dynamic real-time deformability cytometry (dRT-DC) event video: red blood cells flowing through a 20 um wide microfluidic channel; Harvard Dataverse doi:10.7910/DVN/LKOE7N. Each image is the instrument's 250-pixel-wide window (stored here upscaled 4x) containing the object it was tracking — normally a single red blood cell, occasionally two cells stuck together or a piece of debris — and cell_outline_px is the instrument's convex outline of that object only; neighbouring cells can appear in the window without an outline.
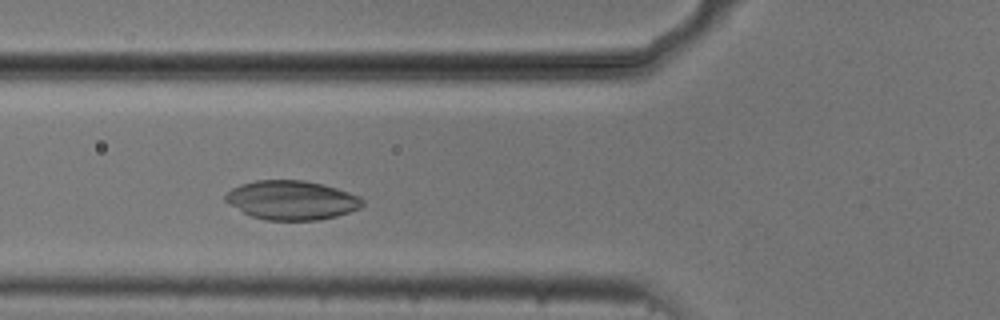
{"species": "common noctule bat (a hibernating species)", "species_latin": "Nyctalus noctula", "temperature_condition": "cold", "stored_images_in_passage": 41, "camera_frame_rate_fps": 3000, "um_per_image_px": 0.085, "animal": {"sex": "male", "body_mass_g": 20.5, "forearm_length_mm": 52.5}, "frame": {"image": 1, "passage_image": 7, "time_ms": 2.0, "image_size_px": [1000, 320], "cell_outline_px": [[364, 204], [360, 208], [336, 216], [316, 220], [264, 220], [252, 216], [244, 212], [224, 200], [224, 196], [232, 188], [240, 184], [256, 180], [304, 180], [324, 184], [360, 196], [364, 200]], "centroid_in_image_um": [24.81, 17.0], "position_along_channel_um": 101.0, "area_um2": 31.15}}
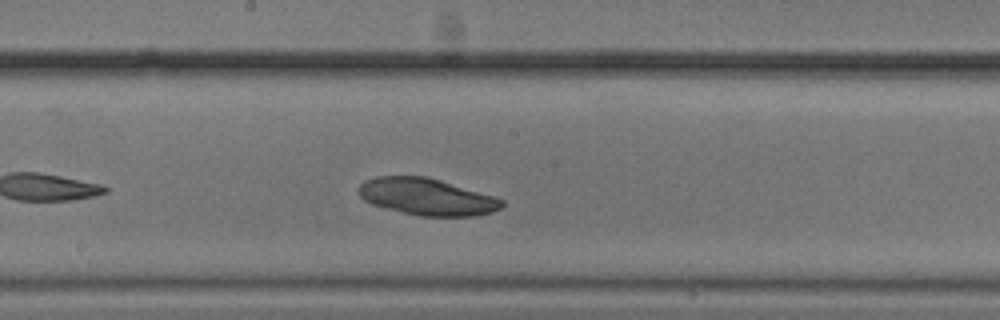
{"frame": {"image": 2, "passage_image": 16, "time_ms": 5.0, "image_size_px": [1000, 320], "cell_outline_px": [[504, 204], [500, 208], [492, 212], [472, 216], [420, 216], [372, 204], [364, 200], [360, 196], [360, 184], [364, 180], [376, 176], [428, 176], [496, 196], [504, 200]], "centroid_in_image_um": [36.32, 16.71], "position_along_channel_um": 211.9, "area_um2": 30.75}}
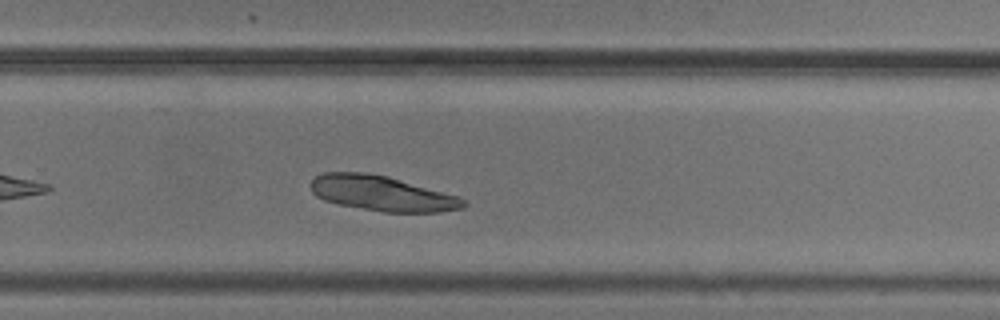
{"frame": {"image": 3, "passage_image": 23, "time_ms": 7.333, "image_size_px": [1000, 320], "cell_outline_px": [[468, 204], [464, 208], [440, 212], [384, 212], [336, 204], [324, 200], [316, 196], [312, 192], [312, 180], [316, 176], [324, 172], [368, 172], [388, 176], [456, 196], [468, 200]], "centroid_in_image_um": [32.47, 16.44], "position_along_channel_um": 297.3, "area_um2": 31.27}}